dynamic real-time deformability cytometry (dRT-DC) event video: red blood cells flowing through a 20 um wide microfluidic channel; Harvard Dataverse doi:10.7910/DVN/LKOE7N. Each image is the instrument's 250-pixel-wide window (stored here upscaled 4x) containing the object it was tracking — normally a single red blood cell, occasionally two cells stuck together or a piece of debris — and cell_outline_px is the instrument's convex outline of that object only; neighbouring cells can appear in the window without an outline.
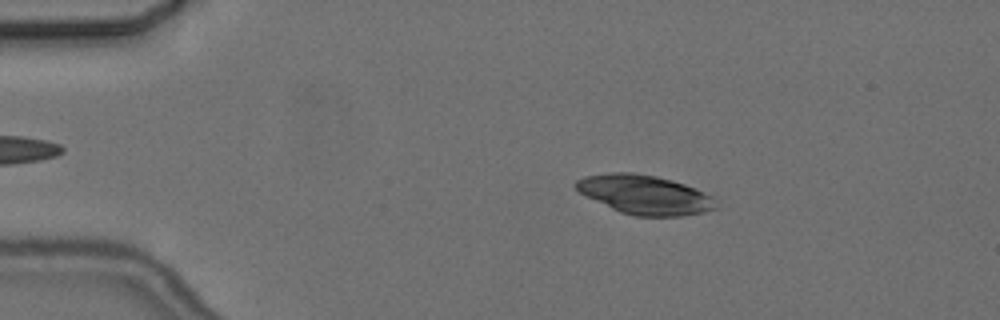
{"species": "common noctule bat (a hibernating species)", "species_latin": "Nyctalus noctula", "temperature_condition": "cold", "stored_images_in_passage": 4, "camera_frame_rate_fps": 3000, "um_per_image_px": 0.085, "animal": {"sex": "female", "body_mass_g": 24.6, "forearm_length_mm": 56.2}, "frame": {"image": 1, "passage_image": 1, "time_ms": 0.0, "image_size_px": [1000, 320], "cell_outline_px": [[720, 208], [704, 212], [684, 216], [636, 216], [620, 212], [580, 192], [572, 184], [576, 180], [584, 176], [608, 172], [632, 172], [656, 176], [672, 180], [696, 188], [720, 200]], "centroid_in_image_um": [54.88, 16.54], "position_along_channel_um": 30.1, "area_um2": 32.25}}